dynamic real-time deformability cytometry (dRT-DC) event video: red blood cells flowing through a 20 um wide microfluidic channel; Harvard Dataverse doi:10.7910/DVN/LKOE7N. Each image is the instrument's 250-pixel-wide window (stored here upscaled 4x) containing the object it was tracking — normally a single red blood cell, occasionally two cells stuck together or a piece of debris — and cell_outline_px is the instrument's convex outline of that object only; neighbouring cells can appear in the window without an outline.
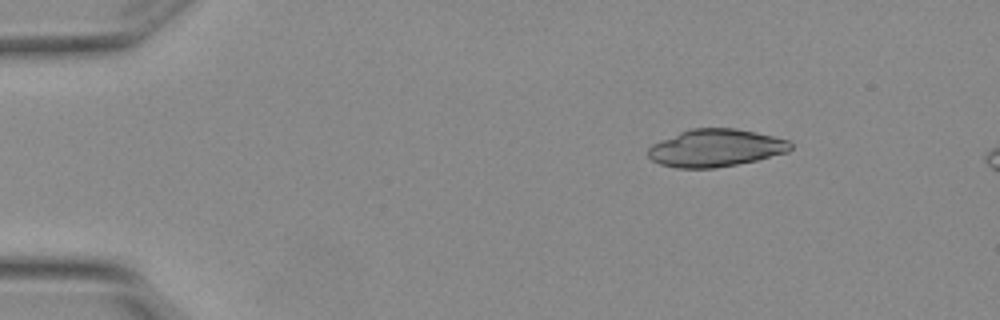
{"species": "Egyptian fruit bat (a non-hibernating species)", "species_latin": "Rousettus aegyptiacus", "temperature_condition": "warm", "stored_images_in_passage": 2, "camera_frame_rate_fps": 3000, "um_per_image_px": 0.085, "animal": {"sex": "female"}, "frame": {"image": 1, "passage_image": 1, "time_ms": 0.0, "image_size_px": [1000, 320], "cell_outline_px": [[792, 148], [788, 152], [756, 160], [716, 168], [676, 168], [660, 164], [652, 160], [648, 156], [648, 148], [652, 144], [680, 132], [692, 128], [736, 128], [756, 132], [788, 140], [792, 144]], "centroid_in_image_um": [60.82, 12.58], "position_along_channel_um": 24.2, "area_um2": 31.04}}